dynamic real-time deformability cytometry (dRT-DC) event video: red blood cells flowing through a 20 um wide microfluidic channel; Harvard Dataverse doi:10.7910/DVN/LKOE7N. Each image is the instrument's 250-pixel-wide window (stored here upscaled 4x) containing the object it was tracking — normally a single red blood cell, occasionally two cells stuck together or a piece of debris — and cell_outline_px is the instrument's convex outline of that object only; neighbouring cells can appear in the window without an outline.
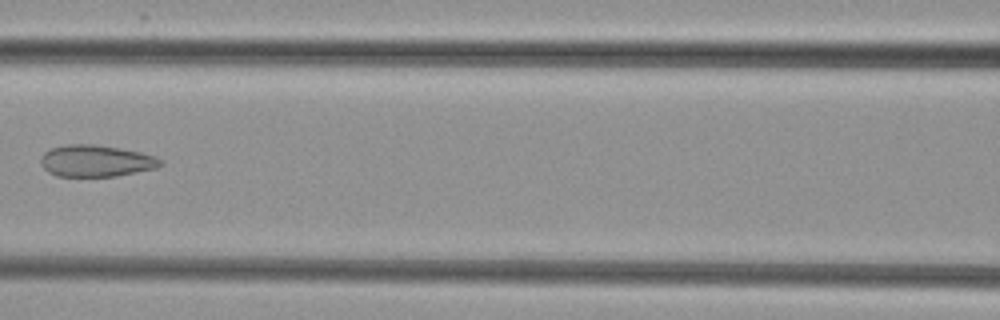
{"species": "common noctule bat (a hibernating species)", "species_latin": "Nyctalus noctula", "temperature_condition": "cold", "stored_images_in_passage": 7, "camera_frame_rate_fps": 3000, "um_per_image_px": 0.085, "animal": {"sex": "female", "body_mass_g": 29.2, "forearm_length_mm": 56.3}, "frame": {"image": 1, "passage_image": 7, "time_ms": 7.667, "image_size_px": [1000, 320], "cell_outline_px": [[164, 164], [156, 168], [116, 176], [56, 176], [48, 172], [40, 164], [40, 160], [44, 152], [52, 148], [64, 144], [96, 144], [120, 148], [140, 152], [156, 156]], "centroid_in_image_um": [8.15, 13.67], "position_along_channel_um": 158.5, "area_um2": 22.2}}